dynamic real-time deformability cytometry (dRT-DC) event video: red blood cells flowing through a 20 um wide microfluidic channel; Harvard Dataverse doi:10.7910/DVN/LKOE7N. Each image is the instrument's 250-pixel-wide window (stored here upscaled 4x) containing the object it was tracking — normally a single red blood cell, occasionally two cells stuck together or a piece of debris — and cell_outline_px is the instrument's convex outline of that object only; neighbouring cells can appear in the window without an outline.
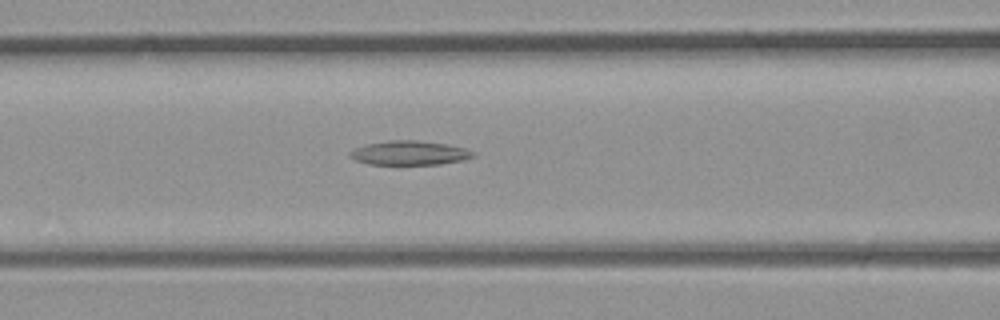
{"species": "common noctule bat (a hibernating species)", "species_latin": "Nyctalus noctula", "temperature_condition": "room temperature", "stored_images_in_passage": 4, "camera_frame_rate_fps": 3000, "um_per_image_px": 0.085, "animal": {"sex": "male", "body_mass_g": 23.1, "forearm_length_mm": 52.7}, "frame": {"image": 1, "passage_image": 4, "time_ms": 1.0, "image_size_px": [1000, 320], "cell_outline_px": [[476, 156], [464, 160], [440, 164], [400, 168], [368, 164], [356, 160], [348, 156], [348, 152], [356, 148], [368, 144], [388, 140], [416, 140], [448, 144], [464, 148], [476, 152]], "centroid_in_image_um": [34.8, 13.06], "position_along_channel_um": 131.8, "area_um2": 18.44}}